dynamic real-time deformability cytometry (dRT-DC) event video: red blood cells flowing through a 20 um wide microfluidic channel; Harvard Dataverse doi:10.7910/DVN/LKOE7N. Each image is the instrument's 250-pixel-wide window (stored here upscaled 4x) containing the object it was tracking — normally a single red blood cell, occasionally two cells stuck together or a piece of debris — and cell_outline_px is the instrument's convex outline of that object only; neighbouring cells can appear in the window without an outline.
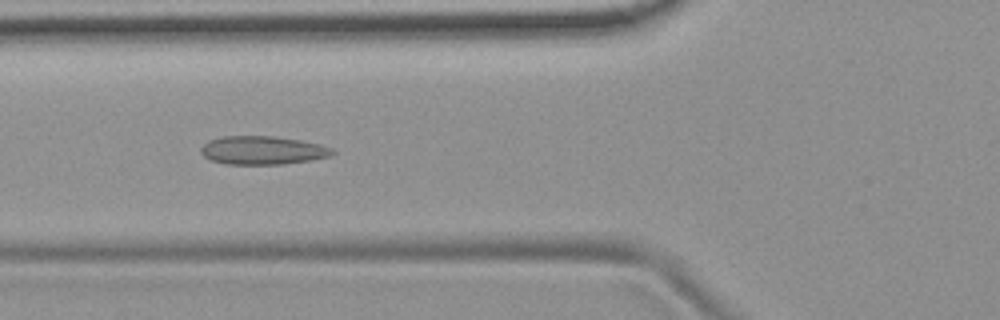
{"species": "common noctule bat (a hibernating species)", "species_latin": "Nyctalus noctula", "temperature_condition": "room temperature", "stored_images_in_passage": 10, "camera_frame_rate_fps": 3000, "um_per_image_px": 0.085, "animal": {"sex": "female", "body_mass_g": 19.9}, "frame": {"image": 1, "passage_image": 5, "time_ms": 4.667, "image_size_px": [1000, 320], "cell_outline_px": [[336, 152], [328, 156], [312, 160], [284, 164], [224, 164], [212, 160], [204, 156], [200, 152], [200, 148], [208, 140], [224, 136], [272, 136], [300, 140], [320, 144], [332, 148]], "centroid_in_image_um": [22.31, 12.77], "position_along_channel_um": 103.5, "area_um2": 21.79}}
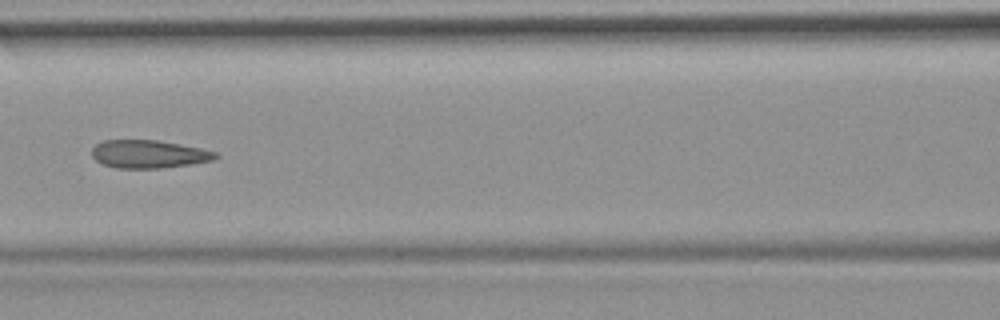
{"frame": {"image": 2, "passage_image": 6, "time_ms": 6.0, "image_size_px": [1000, 320], "cell_outline_px": [[220, 156], [212, 160], [192, 164], [160, 168], [116, 168], [104, 164], [96, 160], [92, 156], [92, 148], [96, 144], [104, 140], [156, 140], [180, 144], [200, 148], [216, 152]], "centroid_in_image_um": [12.64, 13.1], "position_along_channel_um": 154.0, "area_um2": 20.11}}
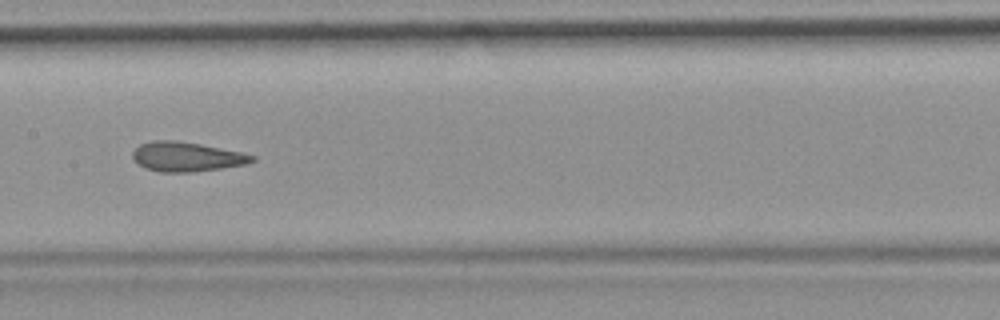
{"frame": {"image": 3, "passage_image": 7, "time_ms": 7.0, "image_size_px": [1000, 320], "cell_outline_px": [[256, 160], [248, 164], [192, 172], [160, 172], [144, 168], [132, 156], [132, 152], [140, 144], [152, 140], [176, 140], [200, 144], [244, 152], [256, 156]], "centroid_in_image_um": [15.9, 13.31], "position_along_channel_um": 191.5, "area_um2": 20.63}}